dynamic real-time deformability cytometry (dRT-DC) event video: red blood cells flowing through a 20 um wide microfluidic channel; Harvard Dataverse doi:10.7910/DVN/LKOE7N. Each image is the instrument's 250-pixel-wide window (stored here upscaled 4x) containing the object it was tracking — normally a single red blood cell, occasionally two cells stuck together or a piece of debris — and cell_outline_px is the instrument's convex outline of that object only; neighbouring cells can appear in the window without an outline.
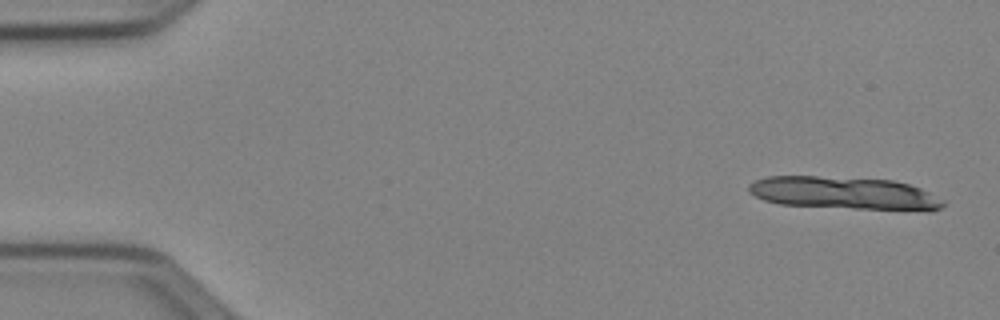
{"species": "Egyptian fruit bat (a non-hibernating species)", "species_latin": "Rousettus aegyptiacus", "temperature_condition": "cold", "stored_images_in_passage": 13, "camera_frame_rate_fps": 3000, "um_per_image_px": 0.085, "animal": {"sex": "female"}, "frame": {"image": 1, "passage_image": 2, "time_ms": 0.333, "image_size_px": [1000, 320], "cell_outline_px": [[944, 204], [940, 208], [928, 212], [852, 208], [780, 204], [764, 200], [748, 192], [748, 184], [756, 180], [768, 176], [816, 176], [892, 180], [908, 184], [920, 188], [944, 200]], "centroid_in_image_um": [71.79, 16.42], "position_along_channel_um": 13.2, "area_um2": 37.11}}